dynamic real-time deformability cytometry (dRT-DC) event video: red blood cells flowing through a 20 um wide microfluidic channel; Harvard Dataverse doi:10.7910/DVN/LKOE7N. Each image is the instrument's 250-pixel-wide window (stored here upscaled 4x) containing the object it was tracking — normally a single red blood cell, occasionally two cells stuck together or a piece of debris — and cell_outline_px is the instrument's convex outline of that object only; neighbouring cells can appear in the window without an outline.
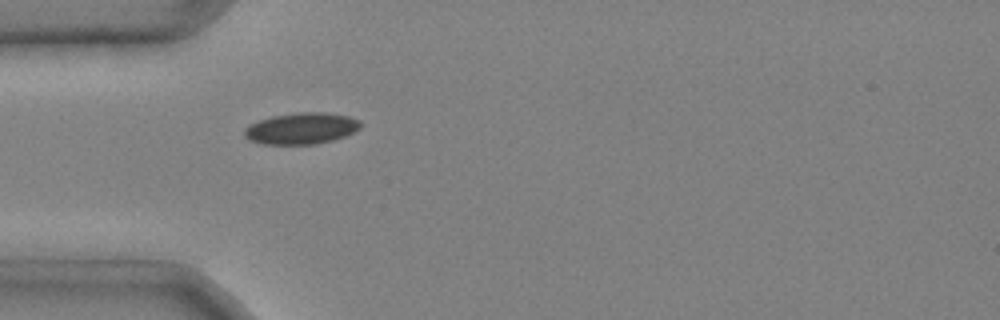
{"species": "common noctule bat (a hibernating species)", "species_latin": "Nyctalus noctula", "temperature_condition": "cold", "stored_images_in_passage": 31, "camera_frame_rate_fps": 3000, "um_per_image_px": 0.085, "animal": {"sex": "male", "body_mass_g": 20.4}, "frame": {"image": 1, "passage_image": 1, "time_ms": 0.0, "image_size_px": [1000, 320], "cell_outline_px": [[360, 128], [344, 136], [332, 140], [316, 144], [260, 144], [248, 140], [244, 136], [244, 128], [248, 124], [272, 116], [300, 112], [324, 112], [348, 116], [360, 120]], "centroid_in_image_um": [25.57, 10.92], "position_along_channel_um": 59.4, "area_um2": 21.27}}
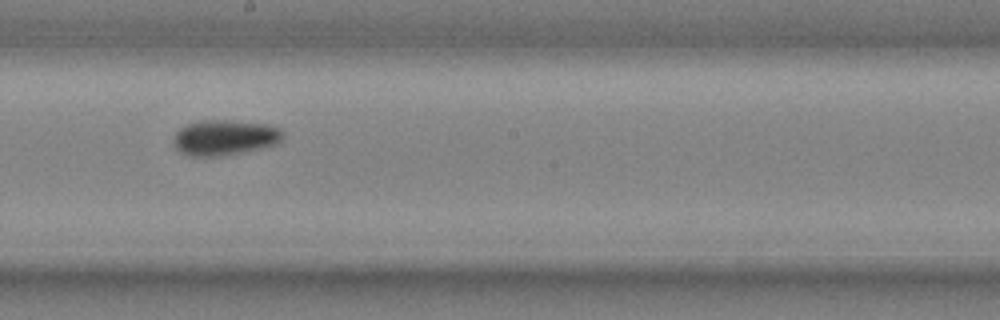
{"frame": {"image": 2, "passage_image": 14, "time_ms": 4.333, "image_size_px": [1000, 320], "cell_outline_px": [[284, 136], [276, 144], [240, 152], [220, 156], [188, 156], [180, 152], [176, 148], [176, 132], [180, 128], [188, 124], [204, 120], [224, 120], [268, 124], [280, 128], [284, 132]], "centroid_in_image_um": [19.12, 11.68], "position_along_channel_um": 229.1, "area_um2": 22.2}}
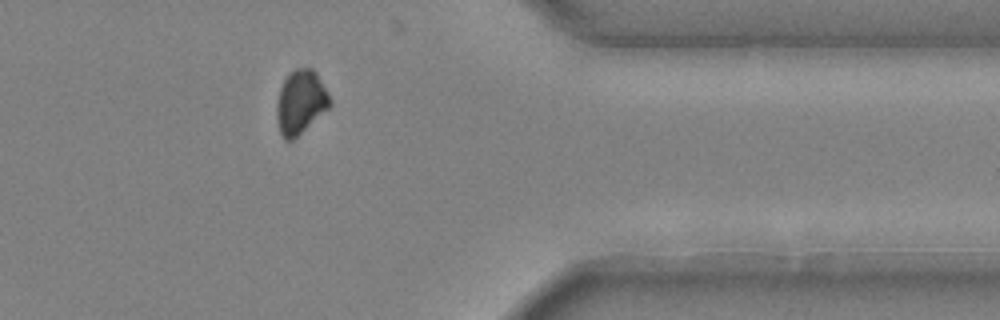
{"frame": {"image": 3, "passage_image": 27, "time_ms": 8.667, "image_size_px": [1000, 320], "cell_outline_px": [[332, 104], [328, 108], [292, 140], [284, 140], [280, 132], [276, 120], [276, 104], [280, 88], [284, 80], [296, 68], [312, 68], [316, 72], [332, 100]], "centroid_in_image_um": [25.54, 8.67], "position_along_channel_um": 385.9, "area_um2": 19.54}, "authors_computed_cell_mechanics": {"area_um2": 21.3282, "velocity_mm_per_s": 3.9763, "shape_relaxation_time_tau1_ms": 5.3903, "shape_relaxation_time_tau2_ms": null, "deformation_change_tau1": 0.0694, "deformation_change_tau2": null}}